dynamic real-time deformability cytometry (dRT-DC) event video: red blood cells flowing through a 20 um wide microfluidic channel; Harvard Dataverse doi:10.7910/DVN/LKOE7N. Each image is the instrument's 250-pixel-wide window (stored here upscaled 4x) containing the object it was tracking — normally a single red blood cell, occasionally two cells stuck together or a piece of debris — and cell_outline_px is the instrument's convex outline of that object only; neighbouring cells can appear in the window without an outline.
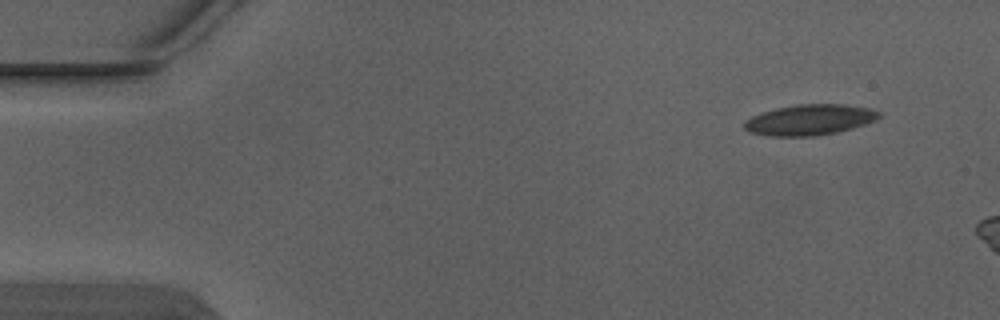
{"species": "Egyptian fruit bat (a non-hibernating species)", "species_latin": "Rousettus aegyptiacus", "temperature_condition": "warm", "stored_images_in_passage": 3, "camera_frame_rate_fps": 3000, "um_per_image_px": 0.085, "animal": {"sex": "male"}, "frame": {"image": 1, "passage_image": 1, "time_ms": 0.0, "image_size_px": [1000, 320], "cell_outline_px": [[880, 116], [876, 120], [852, 128], [836, 132], [816, 136], [768, 136], [752, 132], [744, 128], [744, 124], [752, 116], [776, 108], [796, 104], [844, 104], [872, 108], [880, 112]], "centroid_in_image_um": [68.86, 10.18], "position_along_channel_um": 16.1, "area_um2": 23.93}}